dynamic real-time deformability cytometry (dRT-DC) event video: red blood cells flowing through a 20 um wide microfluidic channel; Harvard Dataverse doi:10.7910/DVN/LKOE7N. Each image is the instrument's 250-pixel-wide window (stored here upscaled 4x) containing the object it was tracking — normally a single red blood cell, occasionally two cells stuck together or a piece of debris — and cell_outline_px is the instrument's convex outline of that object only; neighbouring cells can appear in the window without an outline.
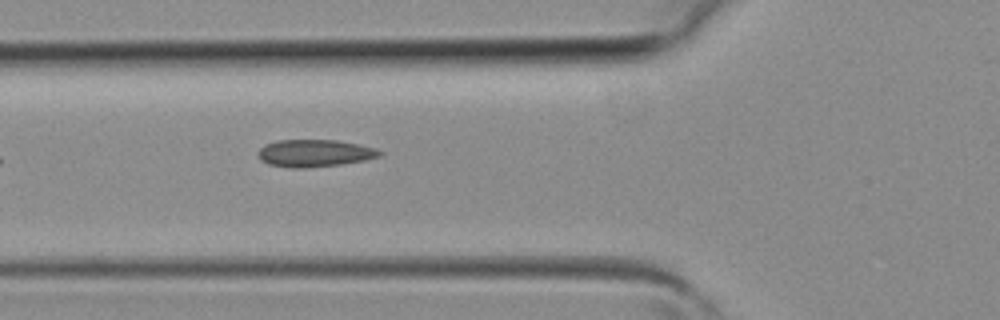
{"species": "common noctule bat (a hibernating species)", "species_latin": "Nyctalus noctula", "temperature_condition": "room temperature", "stored_images_in_passage": 4, "camera_frame_rate_fps": 3000, "um_per_image_px": 0.085, "animal": {"sex": "female", "body_mass_g": 19.3, "forearm_length_mm": 54.1}, "frame": {"image": 1, "passage_image": 4, "time_ms": 1.0, "image_size_px": [1000, 320], "cell_outline_px": [[384, 152], [380, 156], [364, 160], [340, 164], [304, 168], [292, 168], [268, 164], [260, 160], [260, 148], [264, 144], [276, 140], [336, 140], [376, 148]], "centroid_in_image_um": [26.74, 13.02], "position_along_channel_um": 99.1, "area_um2": 19.19}}